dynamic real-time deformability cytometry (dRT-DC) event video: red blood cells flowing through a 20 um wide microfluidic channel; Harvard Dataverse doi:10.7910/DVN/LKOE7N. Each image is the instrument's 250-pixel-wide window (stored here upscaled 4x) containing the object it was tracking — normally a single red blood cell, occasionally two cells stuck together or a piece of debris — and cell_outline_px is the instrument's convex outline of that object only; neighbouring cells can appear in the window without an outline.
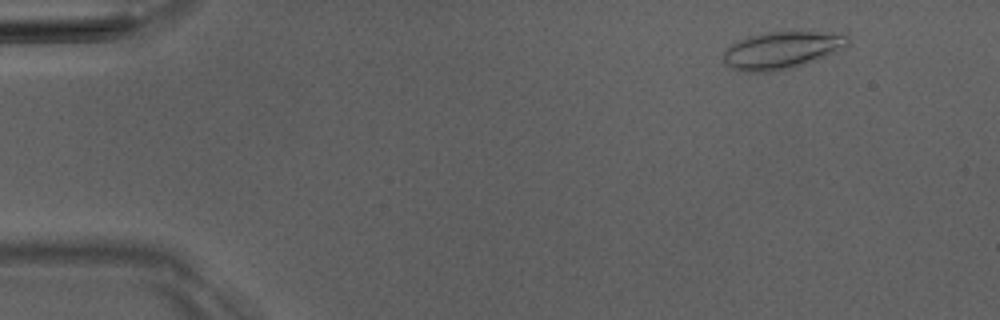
{"species": "Egyptian fruit bat (a non-hibernating species)", "species_latin": "Rousettus aegyptiacus", "temperature_condition": "room temperature", "stored_images_in_passage": 5, "camera_frame_rate_fps": 3000, "um_per_image_px": 0.085, "animal": {"sex": "male"}, "frame": {"image": 1, "passage_image": 5, "time_ms": 5.333, "image_size_px": [1000, 320], "cell_outline_px": [[852, 40], [848, 44], [816, 60], [792, 68], [772, 72], [744, 72], [732, 68], [724, 64], [724, 52], [732, 44], [740, 40], [752, 36], [768, 32], [848, 32]], "centroid_in_image_um": [66.5, 4.26], "position_along_channel_um": 18.5, "area_um2": 26.93}}